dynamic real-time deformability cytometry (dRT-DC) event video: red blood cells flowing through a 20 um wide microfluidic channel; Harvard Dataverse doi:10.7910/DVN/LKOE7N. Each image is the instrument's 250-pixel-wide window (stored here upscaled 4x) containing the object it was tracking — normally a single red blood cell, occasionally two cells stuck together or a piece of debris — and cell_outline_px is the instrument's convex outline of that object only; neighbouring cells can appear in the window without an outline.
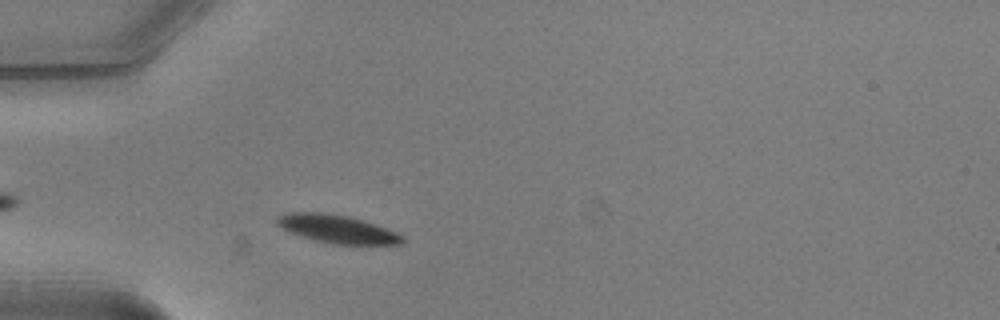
{"species": "common noctule bat (a hibernating species)", "species_latin": "Nyctalus noctula", "temperature_condition": "warm", "stored_images_in_passage": 32, "camera_frame_rate_fps": 3000, "um_per_image_px": 0.085, "animal": {"sex": "male", "body_mass_g": 20.5, "forearm_length_mm": 52.5}, "frame": {"image": 1, "passage_image": 5, "time_ms": 1.333, "image_size_px": [1000, 320], "cell_outline_px": [[404, 244], [332, 244], [312, 240], [300, 236], [280, 228], [276, 224], [276, 220], [280, 216], [288, 212], [324, 212], [352, 216], [364, 220], [396, 232], [404, 236]], "centroid_in_image_um": [28.65, 19.46], "position_along_channel_um": 56.4, "area_um2": 20.81}}
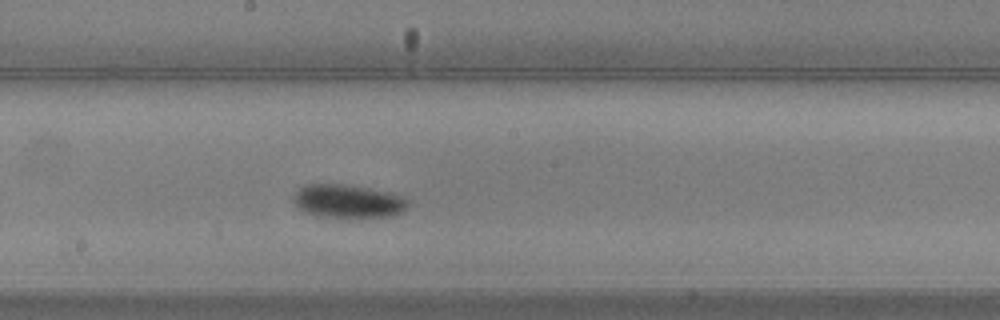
{"frame": {"image": 2, "passage_image": 18, "time_ms": 5.667, "image_size_px": [1000, 320], "cell_outline_px": [[408, 204], [400, 212], [388, 216], [316, 216], [304, 212], [292, 200], [292, 196], [300, 188], [308, 184], [352, 184], [388, 192], [400, 196], [408, 200]], "centroid_in_image_um": [29.52, 17.07], "position_along_channel_um": 218.7, "area_um2": 21.85}}
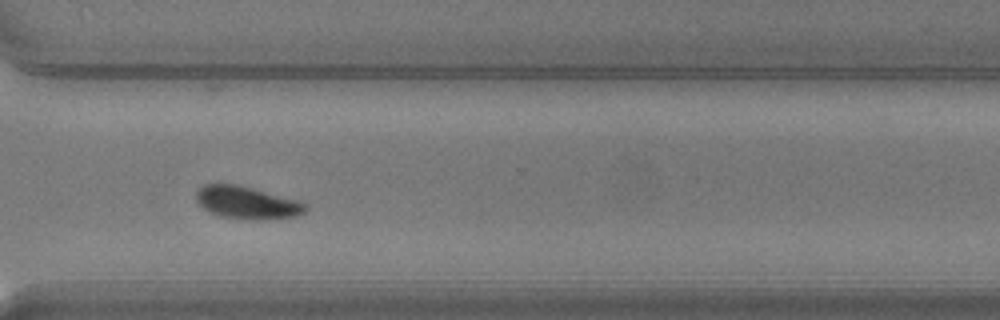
{"frame": {"image": 3, "passage_image": 28, "time_ms": 9.0, "image_size_px": [1000, 320], "cell_outline_px": [[308, 208], [300, 216], [272, 220], [256, 220], [220, 216], [204, 208], [196, 200], [196, 192], [204, 184], [236, 184], [252, 188], [296, 200], [308, 204]], "centroid_in_image_um": [21.04, 17.24], "position_along_channel_um": 349.6, "area_um2": 20.69}, "authors_computed_cell_mechanics": {"area_um2": 21.3282, "velocity_mm_per_s": 3.943, "shape_relaxation_time_tau1_ms": 2.9794, "shape_relaxation_time_tau2_ms": null, "deformation_change_tau1": 0.1215, "deformation_change_tau2": null}}